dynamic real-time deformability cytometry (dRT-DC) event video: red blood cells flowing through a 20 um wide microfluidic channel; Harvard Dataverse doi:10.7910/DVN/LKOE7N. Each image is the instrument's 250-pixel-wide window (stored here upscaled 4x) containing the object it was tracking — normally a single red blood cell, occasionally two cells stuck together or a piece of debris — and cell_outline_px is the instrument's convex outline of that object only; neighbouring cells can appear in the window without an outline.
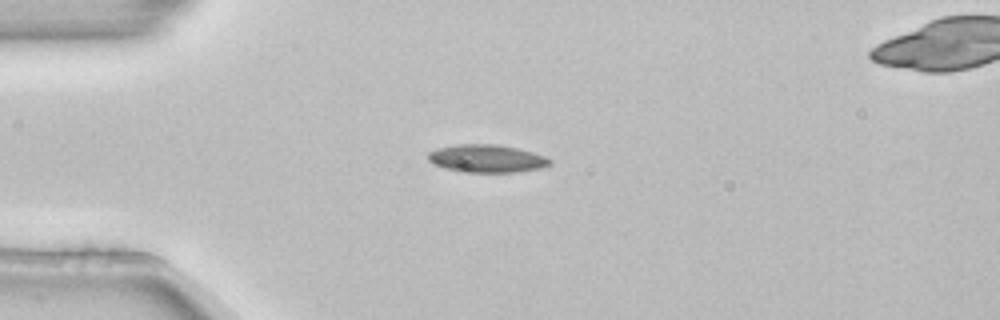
{"species": "common noctule bat (a hibernating species)", "species_latin": "Nyctalus noctula", "temperature_condition": "room temperature", "stored_images_in_passage": 2, "camera_frame_rate_fps": 3000, "um_per_image_px": 0.085, "animal": {"sex": "female", "body_mass_g": 22.7, "forearm_length_mm": 54.2}, "frame": {"image": 1, "passage_image": 1, "time_ms": 0.0, "image_size_px": [1000, 320], "cell_outline_px": [[552, 164], [540, 168], [516, 172], [460, 172], [444, 168], [432, 164], [428, 160], [428, 152], [440, 148], [456, 144], [500, 144], [532, 152], [544, 156], [552, 160]], "centroid_in_image_um": [41.36, 13.48], "position_along_channel_um": 43.6, "area_um2": 19.83}}